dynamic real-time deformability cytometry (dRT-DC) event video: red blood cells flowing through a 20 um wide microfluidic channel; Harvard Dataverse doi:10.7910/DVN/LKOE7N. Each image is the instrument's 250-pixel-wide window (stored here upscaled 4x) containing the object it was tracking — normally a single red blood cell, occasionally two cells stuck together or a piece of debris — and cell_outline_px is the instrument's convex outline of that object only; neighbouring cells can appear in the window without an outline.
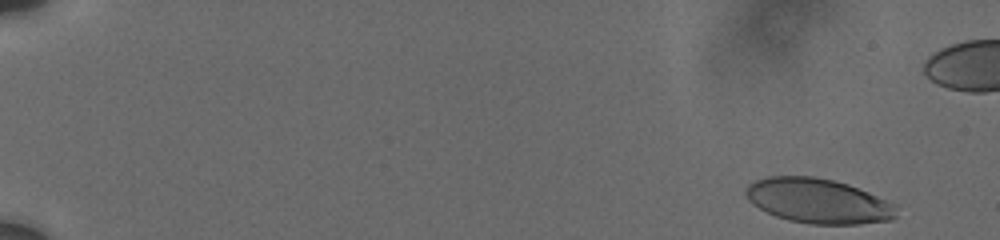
{"species": "human", "species_latin": "Homo sapiens", "temperature_condition": "cold", "stored_images_in_passage": 27, "camera_frame_rate_fps": 3000, "um_per_image_px": 0.085, "donor": {"sex": "male"}, "frame": {"image": 1, "passage_image": 1, "time_ms": 0.0, "image_size_px": [1000, 240], "cell_outline_px": [[900, 204], [896, 216], [892, 220], [860, 224], [812, 224], [788, 220], [776, 216], [752, 204], [748, 200], [744, 192], [748, 184], [756, 180], [768, 176], [816, 176], [848, 184]], "centroid_in_image_um": [69.6, 17.08], "position_along_channel_um": 15.4, "area_um2": 39.77}}